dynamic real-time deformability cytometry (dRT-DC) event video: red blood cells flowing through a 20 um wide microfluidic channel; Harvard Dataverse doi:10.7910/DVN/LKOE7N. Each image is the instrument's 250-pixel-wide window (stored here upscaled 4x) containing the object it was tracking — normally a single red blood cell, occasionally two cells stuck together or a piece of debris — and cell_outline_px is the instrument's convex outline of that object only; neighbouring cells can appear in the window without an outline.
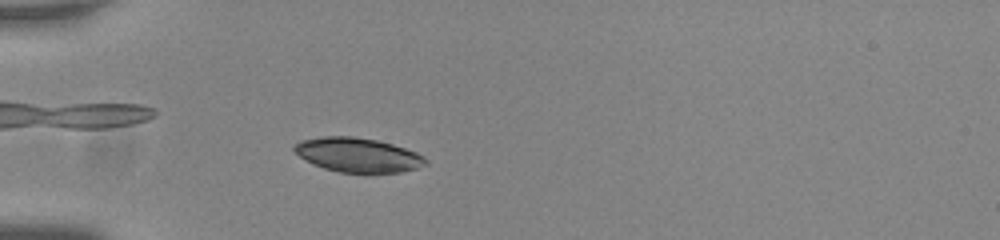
{"species": "common noctule bat (a hibernating species)", "species_latin": "Nyctalus noctula", "temperature_condition": "room temperature", "stored_images_in_passage": 50, "camera_frame_rate_fps": 3000, "um_per_image_px": 0.085, "animal": {"sex": "male", "body_mass_g": 20.0, "forearm_length_mm": 53.3}, "frame": {"image": 1, "passage_image": 12, "time_ms": 3.667, "image_size_px": [1000, 240], "cell_outline_px": [[428, 164], [416, 168], [400, 172], [340, 172], [324, 168], [312, 164], [300, 156], [292, 148], [292, 144], [300, 140], [320, 136], [352, 136], [376, 140], [392, 144], [416, 152], [424, 156], [428, 160]], "centroid_in_image_um": [30.39, 13.15], "position_along_channel_um": 54.6, "area_um2": 26.24}}
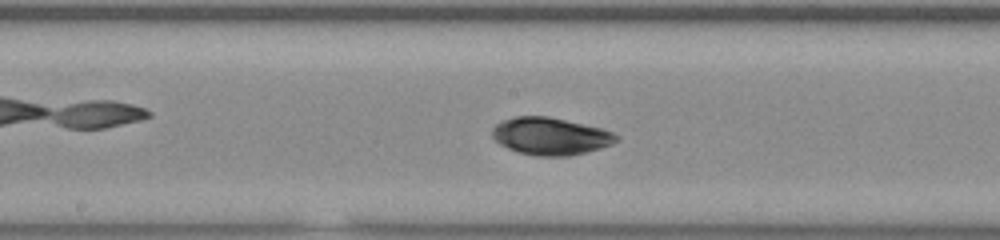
{"frame": {"image": 2, "passage_image": 25, "time_ms": 8.0, "image_size_px": [1000, 240], "cell_outline_px": [[620, 140], [612, 144], [600, 148], [568, 156], [536, 156], [516, 152], [500, 144], [492, 136], [492, 128], [496, 124], [504, 120], [516, 116], [548, 116], [600, 128], [612, 132], [620, 136]], "centroid_in_image_um": [46.79, 11.58], "position_along_channel_um": 201.4, "area_um2": 26.93}}
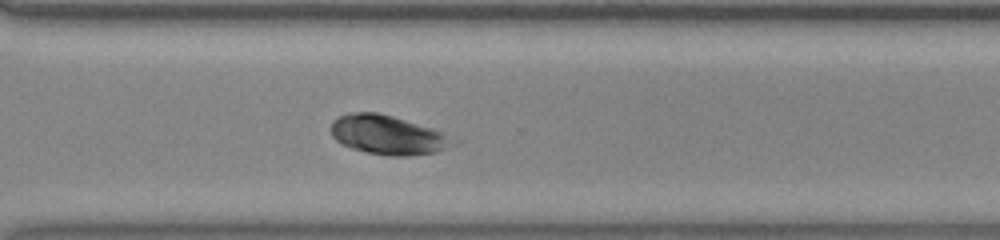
{"frame": {"image": 3, "passage_image": 36, "time_ms": 11.667, "image_size_px": [1000, 240], "cell_outline_px": [[464, 140], [456, 144], [436, 152], [408, 156], [388, 156], [368, 152], [352, 148], [336, 140], [332, 136], [332, 120], [348, 112], [376, 112], [392, 116], [432, 128]], "centroid_in_image_um": [33.04, 11.47], "position_along_channel_um": 337.6, "area_um2": 28.03}, "authors_computed_cell_mechanics": {"area_um2": 26.8481, "velocity_mm_per_s": 3.7218, "shape_relaxation_time_tau1_ms": 2.0581, "shape_relaxation_time_tau2_ms": 3.1469, "deformation_change_tau1": 0.0682, "deformation_change_tau2": 0.0503}}